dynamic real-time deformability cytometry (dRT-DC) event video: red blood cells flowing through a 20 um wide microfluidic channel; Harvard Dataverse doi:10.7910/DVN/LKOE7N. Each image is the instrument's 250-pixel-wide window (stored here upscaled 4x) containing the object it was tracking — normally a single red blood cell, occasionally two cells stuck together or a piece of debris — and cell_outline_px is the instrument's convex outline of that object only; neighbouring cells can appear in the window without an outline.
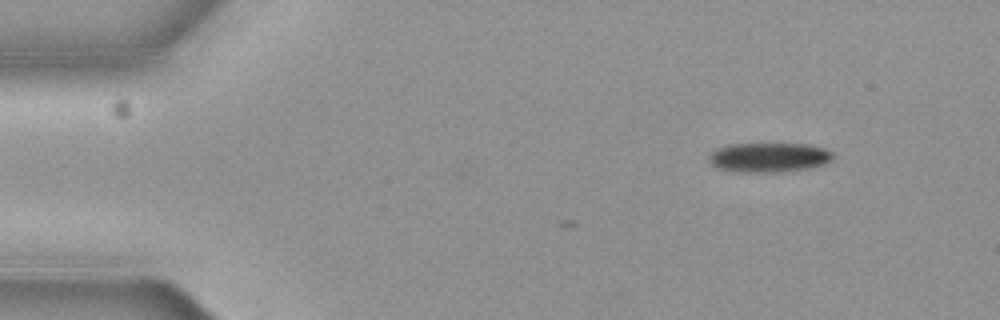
{"species": "common noctule bat (a hibernating species)", "species_latin": "Nyctalus noctula", "temperature_condition": "cold", "stored_images_in_passage": 3, "camera_frame_rate_fps": 3000, "um_per_image_px": 0.085, "animal": {"sex": "female", "body_mass_g": 19.3, "forearm_length_mm": 54.1}, "frame": {"image": 1, "passage_image": 1, "time_ms": 0.0, "image_size_px": [1000, 320], "cell_outline_px": [[832, 160], [824, 164], [808, 168], [784, 172], [736, 172], [716, 168], [708, 160], [708, 156], [716, 148], [732, 144], [804, 144], [824, 148], [832, 152]], "centroid_in_image_um": [65.33, 13.39], "position_along_channel_um": 19.7, "area_um2": 21.39}}